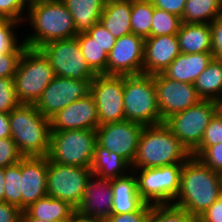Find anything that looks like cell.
Returning a JSON list of instances; mask_svg holds the SVG:
<instances>
[{
    "mask_svg": "<svg viewBox=\"0 0 222 222\" xmlns=\"http://www.w3.org/2000/svg\"><path fill=\"white\" fill-rule=\"evenodd\" d=\"M11 137L9 113L0 112V138Z\"/></svg>",
    "mask_w": 222,
    "mask_h": 222,
    "instance_id": "cell-48",
    "label": "cell"
},
{
    "mask_svg": "<svg viewBox=\"0 0 222 222\" xmlns=\"http://www.w3.org/2000/svg\"><path fill=\"white\" fill-rule=\"evenodd\" d=\"M51 131L74 129L96 130L99 126L97 107L91 94L80 98L56 113L51 119Z\"/></svg>",
    "mask_w": 222,
    "mask_h": 222,
    "instance_id": "cell-18",
    "label": "cell"
},
{
    "mask_svg": "<svg viewBox=\"0 0 222 222\" xmlns=\"http://www.w3.org/2000/svg\"><path fill=\"white\" fill-rule=\"evenodd\" d=\"M144 45L145 39L133 33L116 39L108 53L107 75L143 74Z\"/></svg>",
    "mask_w": 222,
    "mask_h": 222,
    "instance_id": "cell-16",
    "label": "cell"
},
{
    "mask_svg": "<svg viewBox=\"0 0 222 222\" xmlns=\"http://www.w3.org/2000/svg\"><path fill=\"white\" fill-rule=\"evenodd\" d=\"M153 13L154 5L151 0H132V33L144 39L151 37Z\"/></svg>",
    "mask_w": 222,
    "mask_h": 222,
    "instance_id": "cell-31",
    "label": "cell"
},
{
    "mask_svg": "<svg viewBox=\"0 0 222 222\" xmlns=\"http://www.w3.org/2000/svg\"><path fill=\"white\" fill-rule=\"evenodd\" d=\"M76 39L87 65L96 75H107L108 54L86 32L78 33Z\"/></svg>",
    "mask_w": 222,
    "mask_h": 222,
    "instance_id": "cell-30",
    "label": "cell"
},
{
    "mask_svg": "<svg viewBox=\"0 0 222 222\" xmlns=\"http://www.w3.org/2000/svg\"><path fill=\"white\" fill-rule=\"evenodd\" d=\"M74 19L77 33L87 32L99 23L106 0H62Z\"/></svg>",
    "mask_w": 222,
    "mask_h": 222,
    "instance_id": "cell-27",
    "label": "cell"
},
{
    "mask_svg": "<svg viewBox=\"0 0 222 222\" xmlns=\"http://www.w3.org/2000/svg\"><path fill=\"white\" fill-rule=\"evenodd\" d=\"M112 214L137 211L145 202L138 193L137 178L134 171L127 175L111 179Z\"/></svg>",
    "mask_w": 222,
    "mask_h": 222,
    "instance_id": "cell-21",
    "label": "cell"
},
{
    "mask_svg": "<svg viewBox=\"0 0 222 222\" xmlns=\"http://www.w3.org/2000/svg\"><path fill=\"white\" fill-rule=\"evenodd\" d=\"M217 111V102L201 100L198 104L168 117L164 124L192 154L200 146L205 129Z\"/></svg>",
    "mask_w": 222,
    "mask_h": 222,
    "instance_id": "cell-9",
    "label": "cell"
},
{
    "mask_svg": "<svg viewBox=\"0 0 222 222\" xmlns=\"http://www.w3.org/2000/svg\"><path fill=\"white\" fill-rule=\"evenodd\" d=\"M90 169L93 175L108 179L125 176L132 171L131 165L124 158L103 148L98 143L95 145Z\"/></svg>",
    "mask_w": 222,
    "mask_h": 222,
    "instance_id": "cell-26",
    "label": "cell"
},
{
    "mask_svg": "<svg viewBox=\"0 0 222 222\" xmlns=\"http://www.w3.org/2000/svg\"><path fill=\"white\" fill-rule=\"evenodd\" d=\"M212 34V53L214 58L222 60V14L210 23Z\"/></svg>",
    "mask_w": 222,
    "mask_h": 222,
    "instance_id": "cell-44",
    "label": "cell"
},
{
    "mask_svg": "<svg viewBox=\"0 0 222 222\" xmlns=\"http://www.w3.org/2000/svg\"><path fill=\"white\" fill-rule=\"evenodd\" d=\"M56 76L93 80L96 74L87 65L76 37L49 42L39 48Z\"/></svg>",
    "mask_w": 222,
    "mask_h": 222,
    "instance_id": "cell-11",
    "label": "cell"
},
{
    "mask_svg": "<svg viewBox=\"0 0 222 222\" xmlns=\"http://www.w3.org/2000/svg\"><path fill=\"white\" fill-rule=\"evenodd\" d=\"M222 142V112L217 111L205 129L200 146L192 153L198 157L208 146Z\"/></svg>",
    "mask_w": 222,
    "mask_h": 222,
    "instance_id": "cell-36",
    "label": "cell"
},
{
    "mask_svg": "<svg viewBox=\"0 0 222 222\" xmlns=\"http://www.w3.org/2000/svg\"><path fill=\"white\" fill-rule=\"evenodd\" d=\"M177 37L181 53H212V34L209 23L182 22Z\"/></svg>",
    "mask_w": 222,
    "mask_h": 222,
    "instance_id": "cell-24",
    "label": "cell"
},
{
    "mask_svg": "<svg viewBox=\"0 0 222 222\" xmlns=\"http://www.w3.org/2000/svg\"><path fill=\"white\" fill-rule=\"evenodd\" d=\"M124 76L96 75L90 84L98 113L99 126L125 120L123 106Z\"/></svg>",
    "mask_w": 222,
    "mask_h": 222,
    "instance_id": "cell-12",
    "label": "cell"
},
{
    "mask_svg": "<svg viewBox=\"0 0 222 222\" xmlns=\"http://www.w3.org/2000/svg\"><path fill=\"white\" fill-rule=\"evenodd\" d=\"M143 128L142 124L128 120L100 125L96 129L97 143L132 166Z\"/></svg>",
    "mask_w": 222,
    "mask_h": 222,
    "instance_id": "cell-15",
    "label": "cell"
},
{
    "mask_svg": "<svg viewBox=\"0 0 222 222\" xmlns=\"http://www.w3.org/2000/svg\"><path fill=\"white\" fill-rule=\"evenodd\" d=\"M222 192V174L191 156L183 163L180 186L174 206L198 218Z\"/></svg>",
    "mask_w": 222,
    "mask_h": 222,
    "instance_id": "cell-1",
    "label": "cell"
},
{
    "mask_svg": "<svg viewBox=\"0 0 222 222\" xmlns=\"http://www.w3.org/2000/svg\"><path fill=\"white\" fill-rule=\"evenodd\" d=\"M197 158L205 166L222 174V142L208 146Z\"/></svg>",
    "mask_w": 222,
    "mask_h": 222,
    "instance_id": "cell-41",
    "label": "cell"
},
{
    "mask_svg": "<svg viewBox=\"0 0 222 222\" xmlns=\"http://www.w3.org/2000/svg\"><path fill=\"white\" fill-rule=\"evenodd\" d=\"M147 222H198V218L172 204L151 205Z\"/></svg>",
    "mask_w": 222,
    "mask_h": 222,
    "instance_id": "cell-34",
    "label": "cell"
},
{
    "mask_svg": "<svg viewBox=\"0 0 222 222\" xmlns=\"http://www.w3.org/2000/svg\"><path fill=\"white\" fill-rule=\"evenodd\" d=\"M182 167L183 163H176L157 168L132 169L142 200L150 205L173 204L179 191Z\"/></svg>",
    "mask_w": 222,
    "mask_h": 222,
    "instance_id": "cell-8",
    "label": "cell"
},
{
    "mask_svg": "<svg viewBox=\"0 0 222 222\" xmlns=\"http://www.w3.org/2000/svg\"><path fill=\"white\" fill-rule=\"evenodd\" d=\"M27 19V20H26ZM25 21L31 26V34L23 39L28 48L77 36L74 19L62 0H36L29 3Z\"/></svg>",
    "mask_w": 222,
    "mask_h": 222,
    "instance_id": "cell-2",
    "label": "cell"
},
{
    "mask_svg": "<svg viewBox=\"0 0 222 222\" xmlns=\"http://www.w3.org/2000/svg\"><path fill=\"white\" fill-rule=\"evenodd\" d=\"M108 54L115 45L116 38L100 22L86 32Z\"/></svg>",
    "mask_w": 222,
    "mask_h": 222,
    "instance_id": "cell-42",
    "label": "cell"
},
{
    "mask_svg": "<svg viewBox=\"0 0 222 222\" xmlns=\"http://www.w3.org/2000/svg\"><path fill=\"white\" fill-rule=\"evenodd\" d=\"M222 14L221 0H186L182 15L184 23H211Z\"/></svg>",
    "mask_w": 222,
    "mask_h": 222,
    "instance_id": "cell-29",
    "label": "cell"
},
{
    "mask_svg": "<svg viewBox=\"0 0 222 222\" xmlns=\"http://www.w3.org/2000/svg\"><path fill=\"white\" fill-rule=\"evenodd\" d=\"M29 7L27 0H0V19H12L25 22ZM24 12H26L24 14Z\"/></svg>",
    "mask_w": 222,
    "mask_h": 222,
    "instance_id": "cell-37",
    "label": "cell"
},
{
    "mask_svg": "<svg viewBox=\"0 0 222 222\" xmlns=\"http://www.w3.org/2000/svg\"><path fill=\"white\" fill-rule=\"evenodd\" d=\"M4 178V202L16 206L22 211L21 160L4 168Z\"/></svg>",
    "mask_w": 222,
    "mask_h": 222,
    "instance_id": "cell-32",
    "label": "cell"
},
{
    "mask_svg": "<svg viewBox=\"0 0 222 222\" xmlns=\"http://www.w3.org/2000/svg\"><path fill=\"white\" fill-rule=\"evenodd\" d=\"M91 81L55 76L35 106L44 117L51 119L69 104L90 94Z\"/></svg>",
    "mask_w": 222,
    "mask_h": 222,
    "instance_id": "cell-13",
    "label": "cell"
},
{
    "mask_svg": "<svg viewBox=\"0 0 222 222\" xmlns=\"http://www.w3.org/2000/svg\"><path fill=\"white\" fill-rule=\"evenodd\" d=\"M192 154L164 124L144 126L131 169L184 163Z\"/></svg>",
    "mask_w": 222,
    "mask_h": 222,
    "instance_id": "cell-3",
    "label": "cell"
},
{
    "mask_svg": "<svg viewBox=\"0 0 222 222\" xmlns=\"http://www.w3.org/2000/svg\"><path fill=\"white\" fill-rule=\"evenodd\" d=\"M22 158L16 143L10 137L0 138V168L14 165Z\"/></svg>",
    "mask_w": 222,
    "mask_h": 222,
    "instance_id": "cell-40",
    "label": "cell"
},
{
    "mask_svg": "<svg viewBox=\"0 0 222 222\" xmlns=\"http://www.w3.org/2000/svg\"><path fill=\"white\" fill-rule=\"evenodd\" d=\"M213 58V53H180L163 74L179 82L194 84Z\"/></svg>",
    "mask_w": 222,
    "mask_h": 222,
    "instance_id": "cell-22",
    "label": "cell"
},
{
    "mask_svg": "<svg viewBox=\"0 0 222 222\" xmlns=\"http://www.w3.org/2000/svg\"><path fill=\"white\" fill-rule=\"evenodd\" d=\"M198 222H222V192L218 200L198 217Z\"/></svg>",
    "mask_w": 222,
    "mask_h": 222,
    "instance_id": "cell-45",
    "label": "cell"
},
{
    "mask_svg": "<svg viewBox=\"0 0 222 222\" xmlns=\"http://www.w3.org/2000/svg\"><path fill=\"white\" fill-rule=\"evenodd\" d=\"M11 139L23 157L48 155L51 137L50 119L35 104H19L9 112Z\"/></svg>",
    "mask_w": 222,
    "mask_h": 222,
    "instance_id": "cell-4",
    "label": "cell"
},
{
    "mask_svg": "<svg viewBox=\"0 0 222 222\" xmlns=\"http://www.w3.org/2000/svg\"><path fill=\"white\" fill-rule=\"evenodd\" d=\"M24 211L39 220L72 222L76 216V209L68 202L50 196L38 199Z\"/></svg>",
    "mask_w": 222,
    "mask_h": 222,
    "instance_id": "cell-25",
    "label": "cell"
},
{
    "mask_svg": "<svg viewBox=\"0 0 222 222\" xmlns=\"http://www.w3.org/2000/svg\"><path fill=\"white\" fill-rule=\"evenodd\" d=\"M177 35H163L145 39L143 74L163 73L180 54Z\"/></svg>",
    "mask_w": 222,
    "mask_h": 222,
    "instance_id": "cell-20",
    "label": "cell"
},
{
    "mask_svg": "<svg viewBox=\"0 0 222 222\" xmlns=\"http://www.w3.org/2000/svg\"><path fill=\"white\" fill-rule=\"evenodd\" d=\"M217 104H218V110L222 112V95L219 98V100L217 101Z\"/></svg>",
    "mask_w": 222,
    "mask_h": 222,
    "instance_id": "cell-52",
    "label": "cell"
},
{
    "mask_svg": "<svg viewBox=\"0 0 222 222\" xmlns=\"http://www.w3.org/2000/svg\"><path fill=\"white\" fill-rule=\"evenodd\" d=\"M72 222H104V221L93 220V219H83V218H80L78 216H75V218L73 219Z\"/></svg>",
    "mask_w": 222,
    "mask_h": 222,
    "instance_id": "cell-51",
    "label": "cell"
},
{
    "mask_svg": "<svg viewBox=\"0 0 222 222\" xmlns=\"http://www.w3.org/2000/svg\"><path fill=\"white\" fill-rule=\"evenodd\" d=\"M22 211L47 196V156L21 159Z\"/></svg>",
    "mask_w": 222,
    "mask_h": 222,
    "instance_id": "cell-19",
    "label": "cell"
},
{
    "mask_svg": "<svg viewBox=\"0 0 222 222\" xmlns=\"http://www.w3.org/2000/svg\"><path fill=\"white\" fill-rule=\"evenodd\" d=\"M194 86L202 100L217 102L222 95V60L213 58Z\"/></svg>",
    "mask_w": 222,
    "mask_h": 222,
    "instance_id": "cell-28",
    "label": "cell"
},
{
    "mask_svg": "<svg viewBox=\"0 0 222 222\" xmlns=\"http://www.w3.org/2000/svg\"><path fill=\"white\" fill-rule=\"evenodd\" d=\"M20 222H64V221L39 220V219L30 217L25 211H22L20 215Z\"/></svg>",
    "mask_w": 222,
    "mask_h": 222,
    "instance_id": "cell-49",
    "label": "cell"
},
{
    "mask_svg": "<svg viewBox=\"0 0 222 222\" xmlns=\"http://www.w3.org/2000/svg\"><path fill=\"white\" fill-rule=\"evenodd\" d=\"M123 106L125 120L143 126L164 123L159 112L154 75L124 76Z\"/></svg>",
    "mask_w": 222,
    "mask_h": 222,
    "instance_id": "cell-5",
    "label": "cell"
},
{
    "mask_svg": "<svg viewBox=\"0 0 222 222\" xmlns=\"http://www.w3.org/2000/svg\"><path fill=\"white\" fill-rule=\"evenodd\" d=\"M21 210L6 202H0V222H20Z\"/></svg>",
    "mask_w": 222,
    "mask_h": 222,
    "instance_id": "cell-47",
    "label": "cell"
},
{
    "mask_svg": "<svg viewBox=\"0 0 222 222\" xmlns=\"http://www.w3.org/2000/svg\"><path fill=\"white\" fill-rule=\"evenodd\" d=\"M154 85L163 122L173 114L186 110L202 100L194 84L170 79L163 73L154 75Z\"/></svg>",
    "mask_w": 222,
    "mask_h": 222,
    "instance_id": "cell-14",
    "label": "cell"
},
{
    "mask_svg": "<svg viewBox=\"0 0 222 222\" xmlns=\"http://www.w3.org/2000/svg\"><path fill=\"white\" fill-rule=\"evenodd\" d=\"M150 204L144 203L137 211L131 213L111 214L104 222H147Z\"/></svg>",
    "mask_w": 222,
    "mask_h": 222,
    "instance_id": "cell-43",
    "label": "cell"
},
{
    "mask_svg": "<svg viewBox=\"0 0 222 222\" xmlns=\"http://www.w3.org/2000/svg\"><path fill=\"white\" fill-rule=\"evenodd\" d=\"M112 197L111 179L91 174L76 209V216L104 221L112 214Z\"/></svg>",
    "mask_w": 222,
    "mask_h": 222,
    "instance_id": "cell-17",
    "label": "cell"
},
{
    "mask_svg": "<svg viewBox=\"0 0 222 222\" xmlns=\"http://www.w3.org/2000/svg\"><path fill=\"white\" fill-rule=\"evenodd\" d=\"M55 76L45 55L39 49L27 47L14 75L15 92L20 104H36Z\"/></svg>",
    "mask_w": 222,
    "mask_h": 222,
    "instance_id": "cell-6",
    "label": "cell"
},
{
    "mask_svg": "<svg viewBox=\"0 0 222 222\" xmlns=\"http://www.w3.org/2000/svg\"><path fill=\"white\" fill-rule=\"evenodd\" d=\"M154 7L182 18L186 0H151Z\"/></svg>",
    "mask_w": 222,
    "mask_h": 222,
    "instance_id": "cell-46",
    "label": "cell"
},
{
    "mask_svg": "<svg viewBox=\"0 0 222 222\" xmlns=\"http://www.w3.org/2000/svg\"><path fill=\"white\" fill-rule=\"evenodd\" d=\"M27 48L23 43L15 52L0 54V78H14L20 58Z\"/></svg>",
    "mask_w": 222,
    "mask_h": 222,
    "instance_id": "cell-39",
    "label": "cell"
},
{
    "mask_svg": "<svg viewBox=\"0 0 222 222\" xmlns=\"http://www.w3.org/2000/svg\"><path fill=\"white\" fill-rule=\"evenodd\" d=\"M4 168H0V202L4 201Z\"/></svg>",
    "mask_w": 222,
    "mask_h": 222,
    "instance_id": "cell-50",
    "label": "cell"
},
{
    "mask_svg": "<svg viewBox=\"0 0 222 222\" xmlns=\"http://www.w3.org/2000/svg\"><path fill=\"white\" fill-rule=\"evenodd\" d=\"M91 174L90 168L59 164L47 157V196L77 209Z\"/></svg>",
    "mask_w": 222,
    "mask_h": 222,
    "instance_id": "cell-10",
    "label": "cell"
},
{
    "mask_svg": "<svg viewBox=\"0 0 222 222\" xmlns=\"http://www.w3.org/2000/svg\"><path fill=\"white\" fill-rule=\"evenodd\" d=\"M132 0H106L100 24L116 39L132 33Z\"/></svg>",
    "mask_w": 222,
    "mask_h": 222,
    "instance_id": "cell-23",
    "label": "cell"
},
{
    "mask_svg": "<svg viewBox=\"0 0 222 222\" xmlns=\"http://www.w3.org/2000/svg\"><path fill=\"white\" fill-rule=\"evenodd\" d=\"M23 24L12 19H0V54L13 53L24 43L22 38H17L15 31Z\"/></svg>",
    "mask_w": 222,
    "mask_h": 222,
    "instance_id": "cell-35",
    "label": "cell"
},
{
    "mask_svg": "<svg viewBox=\"0 0 222 222\" xmlns=\"http://www.w3.org/2000/svg\"><path fill=\"white\" fill-rule=\"evenodd\" d=\"M182 24L181 17L154 7L151 37L177 35Z\"/></svg>",
    "mask_w": 222,
    "mask_h": 222,
    "instance_id": "cell-33",
    "label": "cell"
},
{
    "mask_svg": "<svg viewBox=\"0 0 222 222\" xmlns=\"http://www.w3.org/2000/svg\"><path fill=\"white\" fill-rule=\"evenodd\" d=\"M96 143V130L51 131L47 157L59 164L91 168Z\"/></svg>",
    "mask_w": 222,
    "mask_h": 222,
    "instance_id": "cell-7",
    "label": "cell"
},
{
    "mask_svg": "<svg viewBox=\"0 0 222 222\" xmlns=\"http://www.w3.org/2000/svg\"><path fill=\"white\" fill-rule=\"evenodd\" d=\"M19 104L15 92L14 78H0V112L9 113Z\"/></svg>",
    "mask_w": 222,
    "mask_h": 222,
    "instance_id": "cell-38",
    "label": "cell"
}]
</instances>
